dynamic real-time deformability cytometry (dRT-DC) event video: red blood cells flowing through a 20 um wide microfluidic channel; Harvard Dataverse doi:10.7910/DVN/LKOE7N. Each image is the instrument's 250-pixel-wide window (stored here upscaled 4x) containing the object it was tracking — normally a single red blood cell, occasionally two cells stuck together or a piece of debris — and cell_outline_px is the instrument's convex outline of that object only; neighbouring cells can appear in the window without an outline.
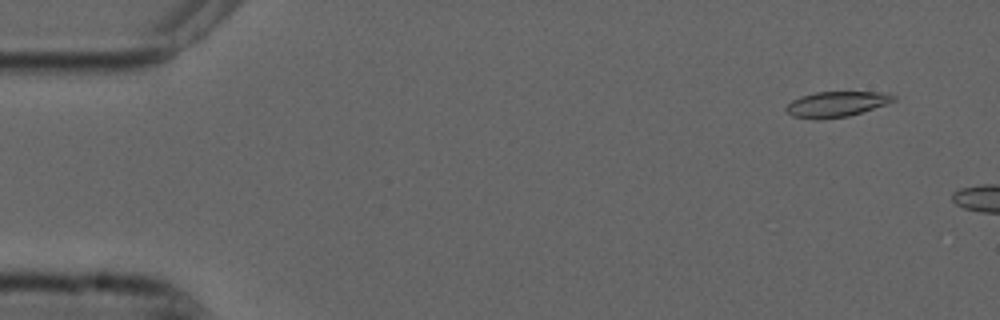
{"species": "common noctule bat (a hibernating species)", "species_latin": "Nyctalus noctula", "temperature_condition": "cold", "stored_images_in_passage": 7, "camera_frame_rate_fps": 3000, "um_per_image_px": 0.085, "animal": {"sex": "male", "forearm_length_mm": 52.5}, "frame": {"image": 1, "passage_image": 4, "time_ms": 1.0, "image_size_px": [1000, 320], "cell_outline_px": [[896, 100], [848, 116], [820, 120], [792, 116], [784, 108], [792, 100], [800, 96], [816, 92], [888, 92], [896, 96]], "centroid_in_image_um": [71.07, 8.84], "position_along_channel_um": 13.9, "area_um2": 15.84}}